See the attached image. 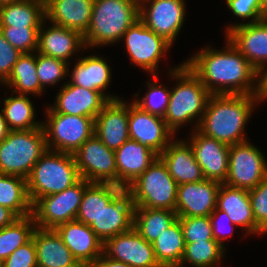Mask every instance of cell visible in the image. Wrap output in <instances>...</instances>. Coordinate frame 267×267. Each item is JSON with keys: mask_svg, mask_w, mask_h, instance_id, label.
Masks as SVG:
<instances>
[{"mask_svg": "<svg viewBox=\"0 0 267 267\" xmlns=\"http://www.w3.org/2000/svg\"><path fill=\"white\" fill-rule=\"evenodd\" d=\"M227 43L225 51L208 47L185 64L210 94L260 95V73L229 39Z\"/></svg>", "mask_w": 267, "mask_h": 267, "instance_id": "cell-1", "label": "cell"}, {"mask_svg": "<svg viewBox=\"0 0 267 267\" xmlns=\"http://www.w3.org/2000/svg\"><path fill=\"white\" fill-rule=\"evenodd\" d=\"M260 95L211 94L197 130L228 146L247 141L244 127Z\"/></svg>", "mask_w": 267, "mask_h": 267, "instance_id": "cell-2", "label": "cell"}, {"mask_svg": "<svg viewBox=\"0 0 267 267\" xmlns=\"http://www.w3.org/2000/svg\"><path fill=\"white\" fill-rule=\"evenodd\" d=\"M171 70L172 78L180 81L170 91L168 108L163 117L166 126L174 133L180 126L199 116L196 130L211 94L184 62Z\"/></svg>", "mask_w": 267, "mask_h": 267, "instance_id": "cell-3", "label": "cell"}, {"mask_svg": "<svg viewBox=\"0 0 267 267\" xmlns=\"http://www.w3.org/2000/svg\"><path fill=\"white\" fill-rule=\"evenodd\" d=\"M139 19V0H94L91 22L83 35L85 45L97 47L118 42Z\"/></svg>", "mask_w": 267, "mask_h": 267, "instance_id": "cell-4", "label": "cell"}, {"mask_svg": "<svg viewBox=\"0 0 267 267\" xmlns=\"http://www.w3.org/2000/svg\"><path fill=\"white\" fill-rule=\"evenodd\" d=\"M80 179L74 154L48 149L27 178L29 199L33 205L39 198L60 193Z\"/></svg>", "mask_w": 267, "mask_h": 267, "instance_id": "cell-5", "label": "cell"}, {"mask_svg": "<svg viewBox=\"0 0 267 267\" xmlns=\"http://www.w3.org/2000/svg\"><path fill=\"white\" fill-rule=\"evenodd\" d=\"M47 150L43 127L11 130L0 142V173L27 179Z\"/></svg>", "mask_w": 267, "mask_h": 267, "instance_id": "cell-6", "label": "cell"}, {"mask_svg": "<svg viewBox=\"0 0 267 267\" xmlns=\"http://www.w3.org/2000/svg\"><path fill=\"white\" fill-rule=\"evenodd\" d=\"M177 183L166 164L158 158L126 189L135 208H156L175 211Z\"/></svg>", "mask_w": 267, "mask_h": 267, "instance_id": "cell-7", "label": "cell"}, {"mask_svg": "<svg viewBox=\"0 0 267 267\" xmlns=\"http://www.w3.org/2000/svg\"><path fill=\"white\" fill-rule=\"evenodd\" d=\"M46 113L47 122L42 123V127L49 150L74 154L87 139L94 135L93 118L58 113L51 107L46 110Z\"/></svg>", "mask_w": 267, "mask_h": 267, "instance_id": "cell-8", "label": "cell"}, {"mask_svg": "<svg viewBox=\"0 0 267 267\" xmlns=\"http://www.w3.org/2000/svg\"><path fill=\"white\" fill-rule=\"evenodd\" d=\"M90 183L81 178L60 193L39 198L32 205L36 227L55 229L60 224L75 220L85 188Z\"/></svg>", "mask_w": 267, "mask_h": 267, "instance_id": "cell-9", "label": "cell"}, {"mask_svg": "<svg viewBox=\"0 0 267 267\" xmlns=\"http://www.w3.org/2000/svg\"><path fill=\"white\" fill-rule=\"evenodd\" d=\"M267 178V162L262 152L248 141L229 147V170L224 184L252 190Z\"/></svg>", "mask_w": 267, "mask_h": 267, "instance_id": "cell-10", "label": "cell"}, {"mask_svg": "<svg viewBox=\"0 0 267 267\" xmlns=\"http://www.w3.org/2000/svg\"><path fill=\"white\" fill-rule=\"evenodd\" d=\"M122 39L125 40L132 63L145 71L152 72L154 80H157L155 74L158 63L173 44L146 27L140 19L129 27Z\"/></svg>", "mask_w": 267, "mask_h": 267, "instance_id": "cell-11", "label": "cell"}, {"mask_svg": "<svg viewBox=\"0 0 267 267\" xmlns=\"http://www.w3.org/2000/svg\"><path fill=\"white\" fill-rule=\"evenodd\" d=\"M74 157L81 178L117 185L115 151L108 149L95 134L80 146Z\"/></svg>", "mask_w": 267, "mask_h": 267, "instance_id": "cell-12", "label": "cell"}, {"mask_svg": "<svg viewBox=\"0 0 267 267\" xmlns=\"http://www.w3.org/2000/svg\"><path fill=\"white\" fill-rule=\"evenodd\" d=\"M185 8L184 0H139V19L172 44L183 26Z\"/></svg>", "mask_w": 267, "mask_h": 267, "instance_id": "cell-13", "label": "cell"}, {"mask_svg": "<svg viewBox=\"0 0 267 267\" xmlns=\"http://www.w3.org/2000/svg\"><path fill=\"white\" fill-rule=\"evenodd\" d=\"M101 255L131 267H156L159 265L152 243L147 242L134 227L103 240Z\"/></svg>", "mask_w": 267, "mask_h": 267, "instance_id": "cell-14", "label": "cell"}, {"mask_svg": "<svg viewBox=\"0 0 267 267\" xmlns=\"http://www.w3.org/2000/svg\"><path fill=\"white\" fill-rule=\"evenodd\" d=\"M129 105V138L159 156L171 142L174 133L166 126L163 117L142 110L134 102Z\"/></svg>", "mask_w": 267, "mask_h": 267, "instance_id": "cell-15", "label": "cell"}, {"mask_svg": "<svg viewBox=\"0 0 267 267\" xmlns=\"http://www.w3.org/2000/svg\"><path fill=\"white\" fill-rule=\"evenodd\" d=\"M227 39L260 73L267 66V18L238 23L226 30Z\"/></svg>", "mask_w": 267, "mask_h": 267, "instance_id": "cell-16", "label": "cell"}, {"mask_svg": "<svg viewBox=\"0 0 267 267\" xmlns=\"http://www.w3.org/2000/svg\"><path fill=\"white\" fill-rule=\"evenodd\" d=\"M221 182L204 179L177 187V217L209 216L215 209Z\"/></svg>", "mask_w": 267, "mask_h": 267, "instance_id": "cell-17", "label": "cell"}, {"mask_svg": "<svg viewBox=\"0 0 267 267\" xmlns=\"http://www.w3.org/2000/svg\"><path fill=\"white\" fill-rule=\"evenodd\" d=\"M117 99L119 98L67 82L57 94L54 107L52 105L51 108L58 113L86 116L95 120L110 100Z\"/></svg>", "mask_w": 267, "mask_h": 267, "instance_id": "cell-18", "label": "cell"}, {"mask_svg": "<svg viewBox=\"0 0 267 267\" xmlns=\"http://www.w3.org/2000/svg\"><path fill=\"white\" fill-rule=\"evenodd\" d=\"M195 131L189 144L205 179L224 183L229 170L230 146L205 136L197 129Z\"/></svg>", "mask_w": 267, "mask_h": 267, "instance_id": "cell-19", "label": "cell"}, {"mask_svg": "<svg viewBox=\"0 0 267 267\" xmlns=\"http://www.w3.org/2000/svg\"><path fill=\"white\" fill-rule=\"evenodd\" d=\"M134 208L130 194L124 188L102 209L90 228L101 241L126 232L133 227Z\"/></svg>", "mask_w": 267, "mask_h": 267, "instance_id": "cell-20", "label": "cell"}, {"mask_svg": "<svg viewBox=\"0 0 267 267\" xmlns=\"http://www.w3.org/2000/svg\"><path fill=\"white\" fill-rule=\"evenodd\" d=\"M121 99L110 100L95 118L94 134L111 150L129 140V106Z\"/></svg>", "mask_w": 267, "mask_h": 267, "instance_id": "cell-21", "label": "cell"}, {"mask_svg": "<svg viewBox=\"0 0 267 267\" xmlns=\"http://www.w3.org/2000/svg\"><path fill=\"white\" fill-rule=\"evenodd\" d=\"M55 230L82 267H87L101 256L102 241L90 226L83 222L77 220L68 221L58 225Z\"/></svg>", "mask_w": 267, "mask_h": 267, "instance_id": "cell-22", "label": "cell"}, {"mask_svg": "<svg viewBox=\"0 0 267 267\" xmlns=\"http://www.w3.org/2000/svg\"><path fill=\"white\" fill-rule=\"evenodd\" d=\"M158 158V155L145 145L127 140L115 150L117 185L127 188L143 174Z\"/></svg>", "mask_w": 267, "mask_h": 267, "instance_id": "cell-23", "label": "cell"}, {"mask_svg": "<svg viewBox=\"0 0 267 267\" xmlns=\"http://www.w3.org/2000/svg\"><path fill=\"white\" fill-rule=\"evenodd\" d=\"M94 0H45V20L84 35L90 25Z\"/></svg>", "mask_w": 267, "mask_h": 267, "instance_id": "cell-24", "label": "cell"}, {"mask_svg": "<svg viewBox=\"0 0 267 267\" xmlns=\"http://www.w3.org/2000/svg\"><path fill=\"white\" fill-rule=\"evenodd\" d=\"M216 208L226 212L232 224L247 229V234L265 233L255 222L248 190L221 183Z\"/></svg>", "mask_w": 267, "mask_h": 267, "instance_id": "cell-25", "label": "cell"}, {"mask_svg": "<svg viewBox=\"0 0 267 267\" xmlns=\"http://www.w3.org/2000/svg\"><path fill=\"white\" fill-rule=\"evenodd\" d=\"M159 157L166 164L177 185L205 179L202 169L195 160L192 147L184 140H171Z\"/></svg>", "mask_w": 267, "mask_h": 267, "instance_id": "cell-26", "label": "cell"}, {"mask_svg": "<svg viewBox=\"0 0 267 267\" xmlns=\"http://www.w3.org/2000/svg\"><path fill=\"white\" fill-rule=\"evenodd\" d=\"M32 239L38 267H82L55 229L36 227Z\"/></svg>", "mask_w": 267, "mask_h": 267, "instance_id": "cell-27", "label": "cell"}, {"mask_svg": "<svg viewBox=\"0 0 267 267\" xmlns=\"http://www.w3.org/2000/svg\"><path fill=\"white\" fill-rule=\"evenodd\" d=\"M43 23L44 21L38 31V53L68 62L67 59L76 50L86 47L84 37L80 32L54 24L44 30Z\"/></svg>", "mask_w": 267, "mask_h": 267, "instance_id": "cell-28", "label": "cell"}, {"mask_svg": "<svg viewBox=\"0 0 267 267\" xmlns=\"http://www.w3.org/2000/svg\"><path fill=\"white\" fill-rule=\"evenodd\" d=\"M123 189L124 187L113 183L91 182L85 188L75 220L90 226L102 209L108 206Z\"/></svg>", "mask_w": 267, "mask_h": 267, "instance_id": "cell-29", "label": "cell"}, {"mask_svg": "<svg viewBox=\"0 0 267 267\" xmlns=\"http://www.w3.org/2000/svg\"><path fill=\"white\" fill-rule=\"evenodd\" d=\"M110 68L106 59L98 56L82 57L74 65L70 84L101 92L106 90L111 79Z\"/></svg>", "mask_w": 267, "mask_h": 267, "instance_id": "cell-30", "label": "cell"}, {"mask_svg": "<svg viewBox=\"0 0 267 267\" xmlns=\"http://www.w3.org/2000/svg\"><path fill=\"white\" fill-rule=\"evenodd\" d=\"M44 19L45 0H21L0 7V26L40 27Z\"/></svg>", "mask_w": 267, "mask_h": 267, "instance_id": "cell-31", "label": "cell"}, {"mask_svg": "<svg viewBox=\"0 0 267 267\" xmlns=\"http://www.w3.org/2000/svg\"><path fill=\"white\" fill-rule=\"evenodd\" d=\"M178 219L177 213L168 209L134 208L133 227L149 243Z\"/></svg>", "mask_w": 267, "mask_h": 267, "instance_id": "cell-32", "label": "cell"}, {"mask_svg": "<svg viewBox=\"0 0 267 267\" xmlns=\"http://www.w3.org/2000/svg\"><path fill=\"white\" fill-rule=\"evenodd\" d=\"M0 205L9 208L18 217L31 215L32 203L28 196L27 179L0 173Z\"/></svg>", "mask_w": 267, "mask_h": 267, "instance_id": "cell-33", "label": "cell"}, {"mask_svg": "<svg viewBox=\"0 0 267 267\" xmlns=\"http://www.w3.org/2000/svg\"><path fill=\"white\" fill-rule=\"evenodd\" d=\"M36 55L23 53L12 68L10 76L3 82L13 93L28 95L41 94L43 88L37 77Z\"/></svg>", "mask_w": 267, "mask_h": 267, "instance_id": "cell-34", "label": "cell"}, {"mask_svg": "<svg viewBox=\"0 0 267 267\" xmlns=\"http://www.w3.org/2000/svg\"><path fill=\"white\" fill-rule=\"evenodd\" d=\"M185 240L179 219L152 243L159 264L179 266L184 254Z\"/></svg>", "mask_w": 267, "mask_h": 267, "instance_id": "cell-35", "label": "cell"}, {"mask_svg": "<svg viewBox=\"0 0 267 267\" xmlns=\"http://www.w3.org/2000/svg\"><path fill=\"white\" fill-rule=\"evenodd\" d=\"M28 96L18 94L4 99V118L10 130H29L42 127V123L35 122V112Z\"/></svg>", "mask_w": 267, "mask_h": 267, "instance_id": "cell-36", "label": "cell"}, {"mask_svg": "<svg viewBox=\"0 0 267 267\" xmlns=\"http://www.w3.org/2000/svg\"><path fill=\"white\" fill-rule=\"evenodd\" d=\"M36 223L33 215L19 217L11 225L0 229V260L3 262L17 248L32 239Z\"/></svg>", "mask_w": 267, "mask_h": 267, "instance_id": "cell-37", "label": "cell"}, {"mask_svg": "<svg viewBox=\"0 0 267 267\" xmlns=\"http://www.w3.org/2000/svg\"><path fill=\"white\" fill-rule=\"evenodd\" d=\"M225 248L216 240H207L194 243H186L183 259L178 267H182L185 262L194 267H214L220 263L224 256Z\"/></svg>", "mask_w": 267, "mask_h": 267, "instance_id": "cell-38", "label": "cell"}, {"mask_svg": "<svg viewBox=\"0 0 267 267\" xmlns=\"http://www.w3.org/2000/svg\"><path fill=\"white\" fill-rule=\"evenodd\" d=\"M69 63L63 60L37 53L36 66L37 77L41 87L45 85H55L69 73Z\"/></svg>", "mask_w": 267, "mask_h": 267, "instance_id": "cell-39", "label": "cell"}, {"mask_svg": "<svg viewBox=\"0 0 267 267\" xmlns=\"http://www.w3.org/2000/svg\"><path fill=\"white\" fill-rule=\"evenodd\" d=\"M40 27L0 26L4 38L21 53H31L38 49Z\"/></svg>", "mask_w": 267, "mask_h": 267, "instance_id": "cell-40", "label": "cell"}, {"mask_svg": "<svg viewBox=\"0 0 267 267\" xmlns=\"http://www.w3.org/2000/svg\"><path fill=\"white\" fill-rule=\"evenodd\" d=\"M147 86L149 91L145 97L135 100L134 103L146 112L164 117L170 100V91L161 84L157 85V82H148Z\"/></svg>", "mask_w": 267, "mask_h": 267, "instance_id": "cell-41", "label": "cell"}, {"mask_svg": "<svg viewBox=\"0 0 267 267\" xmlns=\"http://www.w3.org/2000/svg\"><path fill=\"white\" fill-rule=\"evenodd\" d=\"M185 243L215 240L209 216L178 217Z\"/></svg>", "mask_w": 267, "mask_h": 267, "instance_id": "cell-42", "label": "cell"}, {"mask_svg": "<svg viewBox=\"0 0 267 267\" xmlns=\"http://www.w3.org/2000/svg\"><path fill=\"white\" fill-rule=\"evenodd\" d=\"M249 197L255 222L267 233V178L249 190Z\"/></svg>", "mask_w": 267, "mask_h": 267, "instance_id": "cell-43", "label": "cell"}, {"mask_svg": "<svg viewBox=\"0 0 267 267\" xmlns=\"http://www.w3.org/2000/svg\"><path fill=\"white\" fill-rule=\"evenodd\" d=\"M227 6L234 16L240 19H251L249 23L259 22L267 18V13L263 9L262 0H226Z\"/></svg>", "mask_w": 267, "mask_h": 267, "instance_id": "cell-44", "label": "cell"}, {"mask_svg": "<svg viewBox=\"0 0 267 267\" xmlns=\"http://www.w3.org/2000/svg\"><path fill=\"white\" fill-rule=\"evenodd\" d=\"M2 267H38L37 251L34 240L17 248L3 262Z\"/></svg>", "mask_w": 267, "mask_h": 267, "instance_id": "cell-45", "label": "cell"}, {"mask_svg": "<svg viewBox=\"0 0 267 267\" xmlns=\"http://www.w3.org/2000/svg\"><path fill=\"white\" fill-rule=\"evenodd\" d=\"M14 48L0 31V82L3 83L11 74L12 68L22 55Z\"/></svg>", "mask_w": 267, "mask_h": 267, "instance_id": "cell-46", "label": "cell"}, {"mask_svg": "<svg viewBox=\"0 0 267 267\" xmlns=\"http://www.w3.org/2000/svg\"><path fill=\"white\" fill-rule=\"evenodd\" d=\"M210 220H211V224H212V230H213V236H214V239L222 246L224 247L225 245H223V240L227 238V235H223L222 236V232L223 230H225V222L227 221V223L231 226H236L234 224H232V221L231 219L228 217L227 213L226 212H223L219 209H215L210 215ZM222 218L223 221L225 219V221H216V220H219V218ZM221 219V220H222ZM227 224V225H228ZM229 231V230H228ZM225 233V232H224Z\"/></svg>", "mask_w": 267, "mask_h": 267, "instance_id": "cell-47", "label": "cell"}, {"mask_svg": "<svg viewBox=\"0 0 267 267\" xmlns=\"http://www.w3.org/2000/svg\"><path fill=\"white\" fill-rule=\"evenodd\" d=\"M87 267H131L123 262L105 258L102 255L96 258L92 263H90Z\"/></svg>", "mask_w": 267, "mask_h": 267, "instance_id": "cell-48", "label": "cell"}, {"mask_svg": "<svg viewBox=\"0 0 267 267\" xmlns=\"http://www.w3.org/2000/svg\"><path fill=\"white\" fill-rule=\"evenodd\" d=\"M18 218L12 210L0 205V229L11 225Z\"/></svg>", "mask_w": 267, "mask_h": 267, "instance_id": "cell-49", "label": "cell"}, {"mask_svg": "<svg viewBox=\"0 0 267 267\" xmlns=\"http://www.w3.org/2000/svg\"><path fill=\"white\" fill-rule=\"evenodd\" d=\"M267 66L262 69L260 72V80H259V86H260V96L262 100L267 98ZM265 70V71H264Z\"/></svg>", "mask_w": 267, "mask_h": 267, "instance_id": "cell-50", "label": "cell"}, {"mask_svg": "<svg viewBox=\"0 0 267 267\" xmlns=\"http://www.w3.org/2000/svg\"><path fill=\"white\" fill-rule=\"evenodd\" d=\"M11 130L9 129L7 122L4 118L3 112L0 113V142L7 137Z\"/></svg>", "mask_w": 267, "mask_h": 267, "instance_id": "cell-51", "label": "cell"}, {"mask_svg": "<svg viewBox=\"0 0 267 267\" xmlns=\"http://www.w3.org/2000/svg\"><path fill=\"white\" fill-rule=\"evenodd\" d=\"M21 0H0V7L11 3H16Z\"/></svg>", "mask_w": 267, "mask_h": 267, "instance_id": "cell-52", "label": "cell"}, {"mask_svg": "<svg viewBox=\"0 0 267 267\" xmlns=\"http://www.w3.org/2000/svg\"><path fill=\"white\" fill-rule=\"evenodd\" d=\"M263 3V9L267 13V0H262Z\"/></svg>", "mask_w": 267, "mask_h": 267, "instance_id": "cell-53", "label": "cell"}, {"mask_svg": "<svg viewBox=\"0 0 267 267\" xmlns=\"http://www.w3.org/2000/svg\"><path fill=\"white\" fill-rule=\"evenodd\" d=\"M156 267H177V266H173V265H167V264H159Z\"/></svg>", "mask_w": 267, "mask_h": 267, "instance_id": "cell-54", "label": "cell"}]
</instances>
